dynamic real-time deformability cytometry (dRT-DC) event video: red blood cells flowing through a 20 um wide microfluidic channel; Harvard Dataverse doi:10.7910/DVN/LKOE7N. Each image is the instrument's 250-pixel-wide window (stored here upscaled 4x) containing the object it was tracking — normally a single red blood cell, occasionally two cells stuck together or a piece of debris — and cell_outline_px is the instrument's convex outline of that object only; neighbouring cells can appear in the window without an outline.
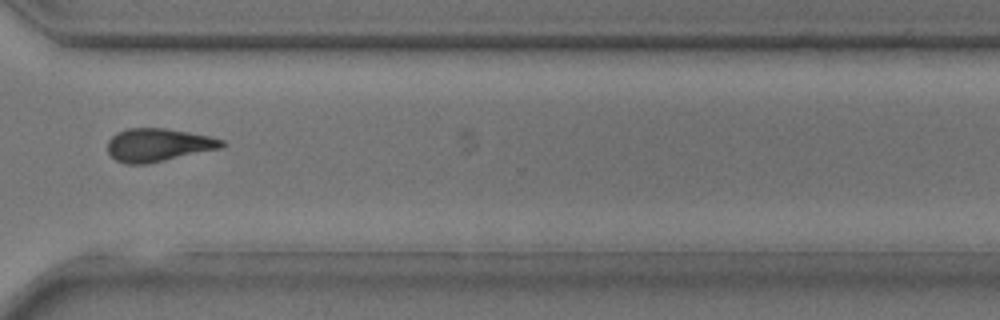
{"species": "common noctule bat (a hibernating species)", "species_latin": "Nyctalus noctula", "temperature_condition": "room temperature", "stored_images_in_passage": 29, "camera_frame_rate_fps": 3000, "um_per_image_px": 0.085, "animal": {"sex": "male", "body_mass_g": 17.9, "forearm_length_mm": 54.2}, "frame": {"image": 1, "passage_image": 21, "time_ms": 6.667, "image_size_px": [1000, 320], "cell_outline_px": [[224, 144], [220, 148], [164, 160], [144, 164], [128, 164], [116, 160], [108, 152], [108, 140], [116, 132], [128, 128], [164, 128], [188, 132], [208, 136], [224, 140]], "centroid_in_image_um": [13.4, 12.31], "position_along_channel_um": 357.2, "area_um2": 21.68}}